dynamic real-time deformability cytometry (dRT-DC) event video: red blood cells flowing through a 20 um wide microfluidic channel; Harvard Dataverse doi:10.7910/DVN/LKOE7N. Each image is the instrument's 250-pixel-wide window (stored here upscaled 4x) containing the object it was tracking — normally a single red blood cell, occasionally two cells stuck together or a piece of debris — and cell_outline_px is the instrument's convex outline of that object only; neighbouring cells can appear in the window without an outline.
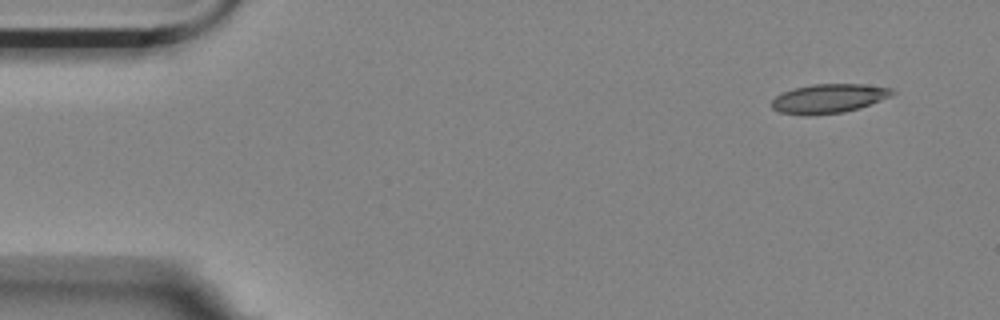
{"species": "Egyptian fruit bat (a non-hibernating species)", "species_latin": "Rousettus aegyptiacus", "temperature_condition": "room temperature", "stored_images_in_passage": 7, "camera_frame_rate_fps": 3000, "um_per_image_px": 0.085, "animal": {"sex": "female"}, "frame": {"image": 1, "passage_image": 1, "time_ms": 0.0, "image_size_px": [1000, 320], "cell_outline_px": [[896, 92], [892, 96], [860, 108], [844, 112], [808, 116], [804, 116], [780, 112], [772, 108], [772, 100], [776, 96], [784, 92], [796, 88], [812, 84], [860, 84], [892, 88]], "centroid_in_image_um": [70.46, 8.38], "position_along_channel_um": 14.5, "area_um2": 20.52}}
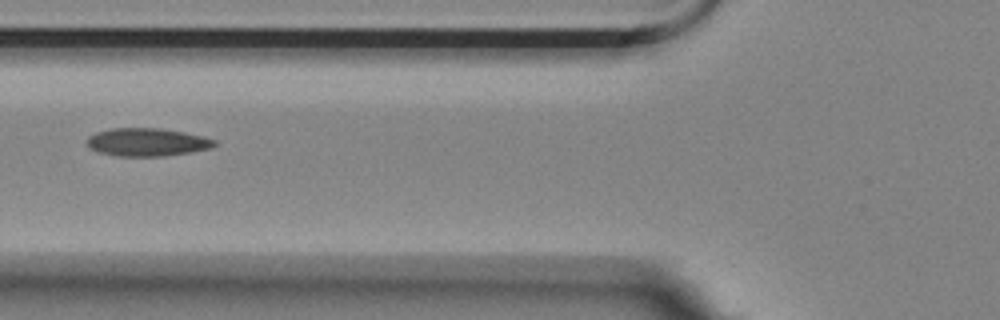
{"frame": {"image": 2, "passage_image": 6, "time_ms": 1.667, "image_size_px": [1000, 320], "cell_outline_px": [[216, 144], [212, 148], [192, 152], [164, 156], [116, 156], [100, 152], [92, 148], [88, 144], [88, 136], [96, 132], [112, 128], [160, 128], [184, 132], [204, 136], [216, 140]], "centroid_in_image_um": [12.55, 12.08], "position_along_channel_um": 113.2, "area_um2": 20.81}}
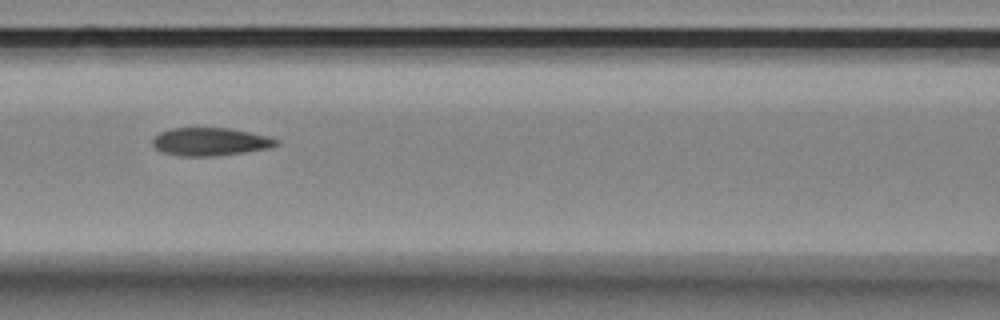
{"frame": {"image": 3, "passage_image": 7, "time_ms": 2.0, "image_size_px": [1000, 320], "cell_outline_px": [[280, 144], [272, 148], [216, 156], [180, 156], [164, 152], [156, 148], [152, 144], [152, 140], [160, 132], [172, 128], [228, 128], [268, 136], [276, 140]], "centroid_in_image_um": [17.88, 12.05], "position_along_channel_um": 148.7, "area_um2": 20.06}}